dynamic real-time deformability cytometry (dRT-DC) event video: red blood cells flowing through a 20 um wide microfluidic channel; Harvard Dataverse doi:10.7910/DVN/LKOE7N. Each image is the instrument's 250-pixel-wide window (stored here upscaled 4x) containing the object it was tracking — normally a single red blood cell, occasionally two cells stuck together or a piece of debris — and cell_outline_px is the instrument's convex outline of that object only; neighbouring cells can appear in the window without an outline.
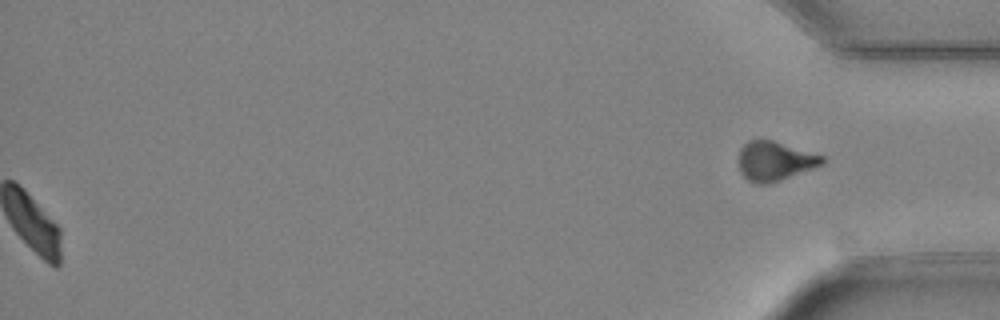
{"species": "Egyptian fruit bat (a non-hibernating species)", "species_latin": "Rousettus aegyptiacus", "temperature_condition": "cold", "stored_images_in_passage": 45, "segment_of_instrument_passage": [2, 2], "camera_frame_rate_fps": 3000, "um_per_image_px": 0.085, "animal": {"sex": "female"}, "frame": {"image": 1, "passage_image": 45, "time_ms": 14.667, "image_size_px": [1000, 320], "cell_outline_px": [[824, 164], [780, 180], [768, 184], [756, 184], [748, 180], [740, 172], [740, 148], [748, 140], [772, 140], [824, 156]], "centroid_in_image_um": [65.85, 13.69], "position_along_channel_um": 369.3, "area_um2": 18.9}}